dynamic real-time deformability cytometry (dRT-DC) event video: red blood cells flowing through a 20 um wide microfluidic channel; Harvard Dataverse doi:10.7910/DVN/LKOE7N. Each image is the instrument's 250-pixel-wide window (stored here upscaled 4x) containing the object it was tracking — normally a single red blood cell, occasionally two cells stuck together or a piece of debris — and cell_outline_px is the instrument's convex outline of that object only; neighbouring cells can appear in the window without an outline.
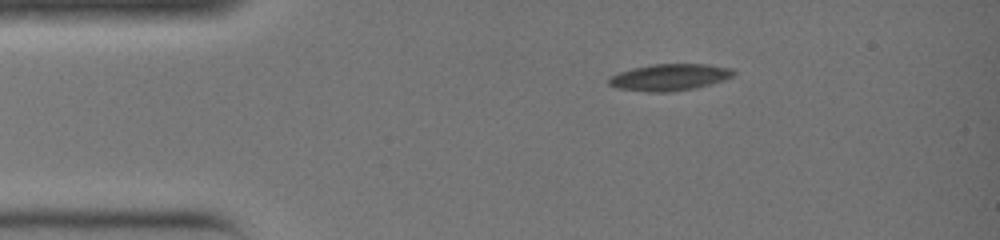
{"species": "common noctule bat (a hibernating species)", "species_latin": "Nyctalus noctula", "temperature_condition": "warm", "stored_images_in_passage": 31, "camera_frame_rate_fps": 3000, "um_per_image_px": 0.085, "animal": {"sex": "female", "body_mass_g": 19.0, "forearm_length_mm": 51.5}, "frame": {"image": 1, "passage_image": 1, "time_ms": 0.0, "image_size_px": [1000, 240], "cell_outline_px": [[736, 72], [732, 76], [724, 80], [692, 88], [668, 92], [648, 92], [616, 88], [608, 84], [608, 80], [612, 76], [620, 72], [632, 68], [652, 64], [708, 64], [732, 68]], "centroid_in_image_um": [56.9, 6.56], "position_along_channel_um": 28.1, "area_um2": 19.25}}
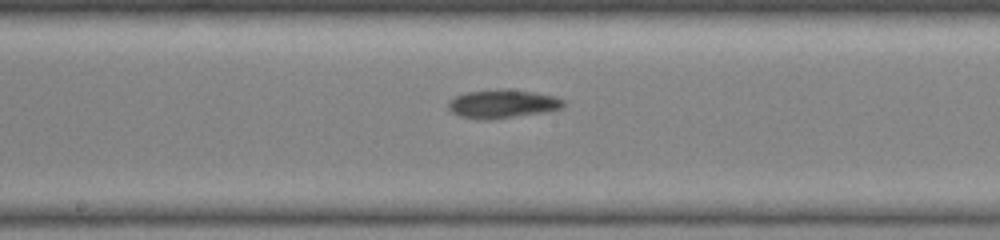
{"frame": {"image": 2, "passage_image": 14, "time_ms": 4.333, "image_size_px": [1000, 240], "cell_outline_px": [[564, 108], [544, 112], [492, 120], [480, 120], [460, 116], [452, 112], [448, 108], [448, 100], [456, 96], [468, 92], [496, 88], [504, 88], [536, 92], [552, 96], [564, 100]], "centroid_in_image_um": [42.7, 8.82], "position_along_channel_um": 205.5, "area_um2": 19.42}}
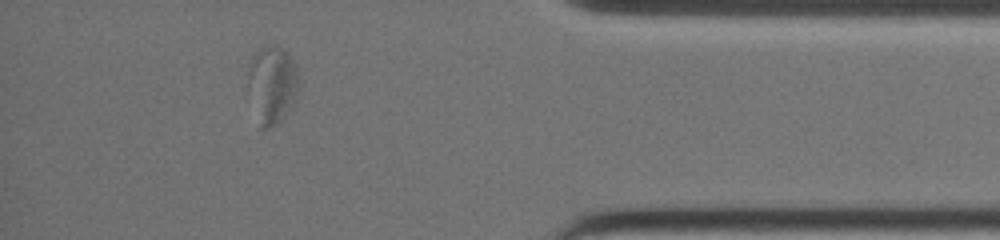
{"frame": {"image": 3, "passage_image": 27, "time_ms": 8.667, "image_size_px": [1000, 240], "cell_outline_px": [[300, 88], [296, 100], [284, 116], [276, 124], [268, 128], [260, 128], [244, 96], [244, 92], [252, 56], [264, 44], [276, 44], [284, 48], [292, 60], [296, 68]], "centroid_in_image_um": [23.06, 7.21], "position_along_channel_um": 412.1, "area_um2": 24.33}}